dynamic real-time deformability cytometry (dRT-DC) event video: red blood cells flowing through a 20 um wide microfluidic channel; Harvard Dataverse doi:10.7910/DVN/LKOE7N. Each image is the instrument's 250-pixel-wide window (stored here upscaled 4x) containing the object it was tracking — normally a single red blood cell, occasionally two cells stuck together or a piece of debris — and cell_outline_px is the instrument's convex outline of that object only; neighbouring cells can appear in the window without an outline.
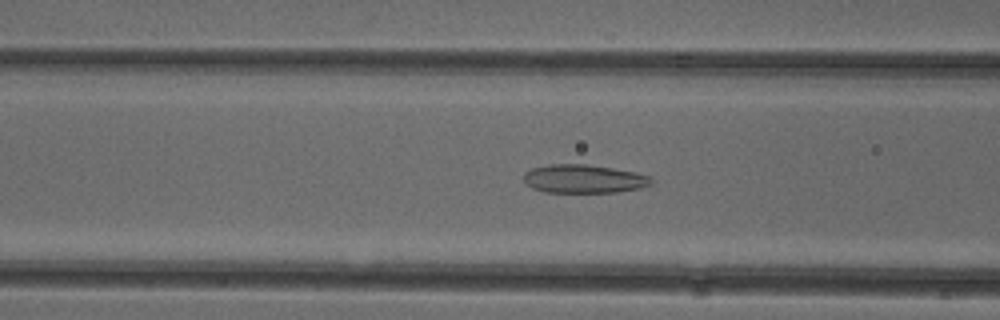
{"species": "common noctule bat (a hibernating species)", "species_latin": "Nyctalus noctula", "temperature_condition": "cold", "stored_images_in_passage": 35, "camera_frame_rate_fps": 3000, "um_per_image_px": 0.085, "animal": {"sex": "female"}, "frame": {"image": 1, "passage_image": 13, "time_ms": 4.0, "image_size_px": [1000, 320], "cell_outline_px": [[652, 184], [640, 188], [616, 192], [544, 192], [532, 188], [524, 184], [524, 172], [532, 168], [548, 164], [588, 164], [636, 172], [652, 176]], "centroid_in_image_um": [49.61, 15.2], "position_along_channel_um": 117.0, "area_um2": 21.39}}
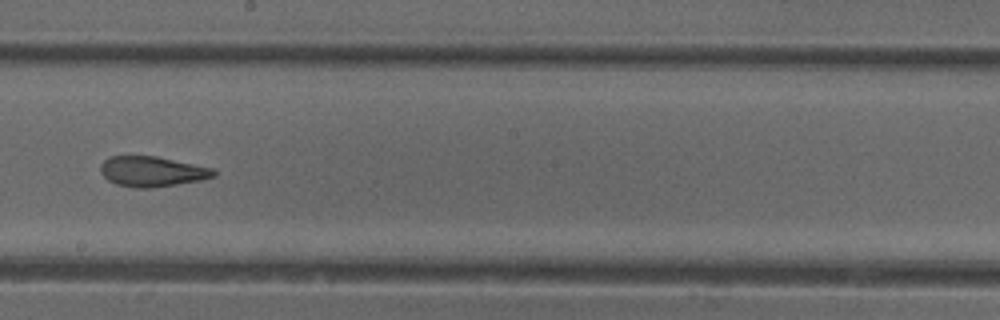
{"frame": {"image": 2, "passage_image": 22, "time_ms": 7.0, "image_size_px": [1000, 320], "cell_outline_px": [[216, 176], [204, 180], [148, 188], [136, 188], [116, 184], [108, 180], [100, 172], [100, 164], [108, 156], [156, 156], [212, 168], [216, 172]], "centroid_in_image_um": [12.91, 14.57], "position_along_channel_um": 235.3, "area_um2": 19.94}}
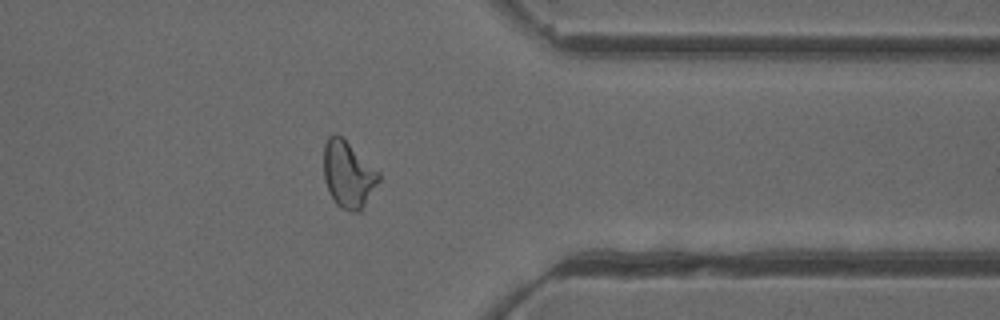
{"frame": {"image": 3, "passage_image": 34, "time_ms": 11.0, "image_size_px": [1000, 320], "cell_outline_px": [[380, 180], [360, 212], [352, 212], [340, 208], [336, 204], [328, 192], [324, 180], [324, 144], [328, 136], [336, 132], [344, 136], [380, 172]], "centroid_in_image_um": [29.59, 14.78], "position_along_channel_um": 381.8, "area_um2": 21.96}}